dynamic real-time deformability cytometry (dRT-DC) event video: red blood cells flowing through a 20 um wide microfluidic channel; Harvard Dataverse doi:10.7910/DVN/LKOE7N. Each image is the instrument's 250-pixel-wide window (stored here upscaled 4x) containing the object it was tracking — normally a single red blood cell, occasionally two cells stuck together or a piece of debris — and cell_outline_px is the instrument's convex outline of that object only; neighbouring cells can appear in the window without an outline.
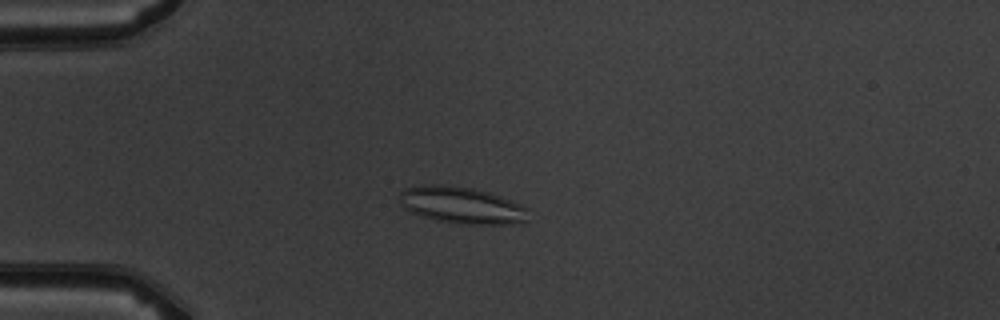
{"species": "common noctule bat (a hibernating species)", "species_latin": "Nyctalus noctula", "temperature_condition": "warm", "stored_images_in_passage": 4, "camera_frame_rate_fps": 3000, "um_per_image_px": 0.085, "animal": {"sex": "male", "body_mass_g": 19.5, "forearm_length_mm": 54.6}, "frame": {"image": 1, "passage_image": 2, "time_ms": 2.0, "image_size_px": [1000, 320], "cell_outline_px": [[528, 220], [520, 224], [452, 224], [420, 216], [404, 208], [400, 204], [400, 192], [404, 188], [424, 184], [440, 184], [472, 188], [488, 192], [512, 200], [528, 208]], "centroid_in_image_um": [39.25, 17.45], "position_along_channel_um": 45.8, "area_um2": 28.03}}
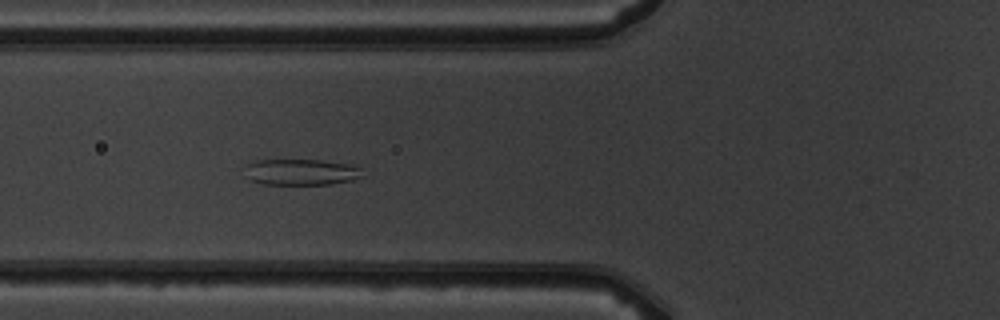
{"frame": {"image": 2, "passage_image": 4, "time_ms": 4.0, "image_size_px": [1000, 320], "cell_outline_px": [[360, 176], [352, 180], [332, 184], [264, 184], [248, 180], [244, 176], [248, 164], [252, 160], [320, 160], [352, 164], [360, 168]], "centroid_in_image_um": [25.54, 14.62], "position_along_channel_um": 100.3, "area_um2": 17.92}}